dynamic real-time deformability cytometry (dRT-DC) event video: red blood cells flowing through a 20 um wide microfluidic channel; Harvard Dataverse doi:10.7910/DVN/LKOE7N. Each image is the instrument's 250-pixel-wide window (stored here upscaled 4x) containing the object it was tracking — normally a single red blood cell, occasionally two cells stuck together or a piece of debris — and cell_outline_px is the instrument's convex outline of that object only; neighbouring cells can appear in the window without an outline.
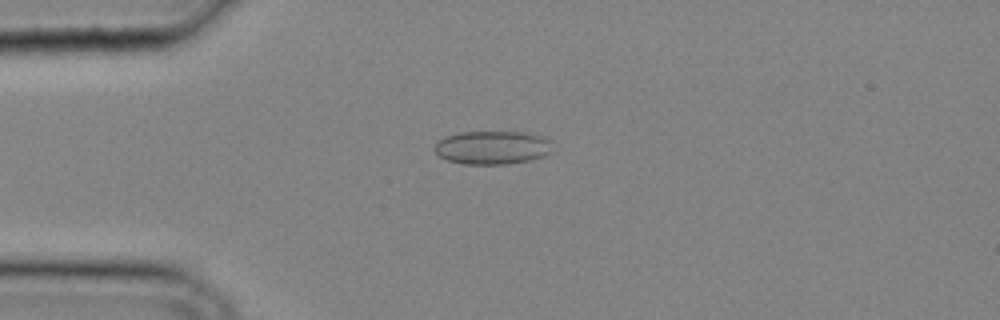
{"species": "common noctule bat (a hibernating species)", "species_latin": "Nyctalus noctula", "temperature_condition": "cold", "stored_images_in_passage": 33, "camera_frame_rate_fps": 3000, "um_per_image_px": 0.085, "animal": {"sex": "male", "body_mass_g": 20.4}, "frame": {"image": 1, "passage_image": 8, "time_ms": 2.333, "image_size_px": [1000, 320], "cell_outline_px": [[552, 152], [544, 156], [532, 160], [508, 164], [464, 164], [448, 160], [440, 156], [432, 148], [436, 140], [444, 136], [460, 132], [524, 132], [548, 136], [552, 140]], "centroid_in_image_um": [41.89, 12.53], "position_along_channel_um": 43.1, "area_um2": 23.58}}
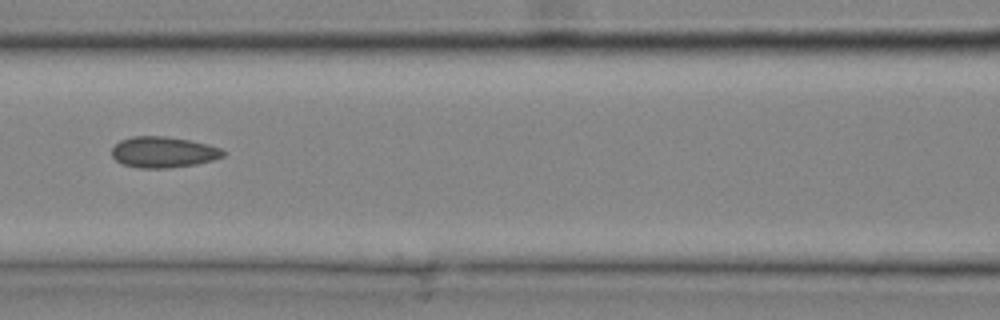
{"frame": {"image": 2, "passage_image": 15, "time_ms": 4.667, "image_size_px": [1000, 320], "cell_outline_px": [[228, 152], [224, 156], [212, 160], [196, 164], [168, 168], [140, 168], [124, 164], [116, 160], [112, 156], [112, 148], [120, 140], [132, 136], [164, 136], [188, 140], [208, 144], [220, 148]], "centroid_in_image_um": [13.9, 12.93], "position_along_channel_um": 152.7, "area_um2": 20.06}}
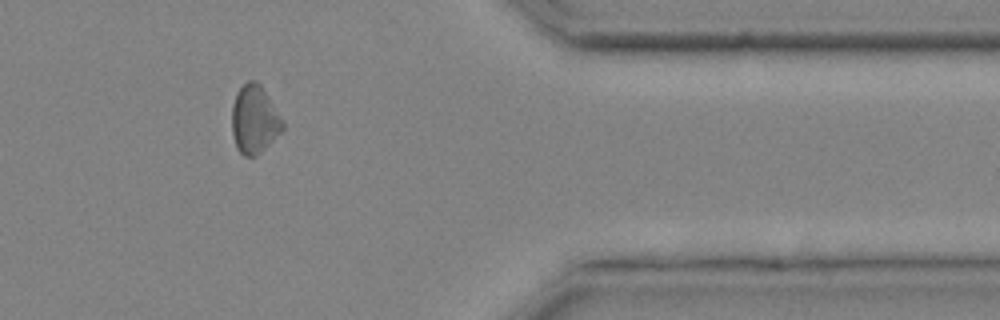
{"frame": {"image": 3, "passage_image": 29, "time_ms": 9.333, "image_size_px": [1000, 320], "cell_outline_px": [[284, 128], [256, 156], [244, 156], [236, 148], [232, 132], [232, 104], [236, 92], [248, 80], [256, 80], [260, 84], [284, 120]], "centroid_in_image_um": [21.61, 10.14], "position_along_channel_um": 389.8, "area_um2": 20.11}}